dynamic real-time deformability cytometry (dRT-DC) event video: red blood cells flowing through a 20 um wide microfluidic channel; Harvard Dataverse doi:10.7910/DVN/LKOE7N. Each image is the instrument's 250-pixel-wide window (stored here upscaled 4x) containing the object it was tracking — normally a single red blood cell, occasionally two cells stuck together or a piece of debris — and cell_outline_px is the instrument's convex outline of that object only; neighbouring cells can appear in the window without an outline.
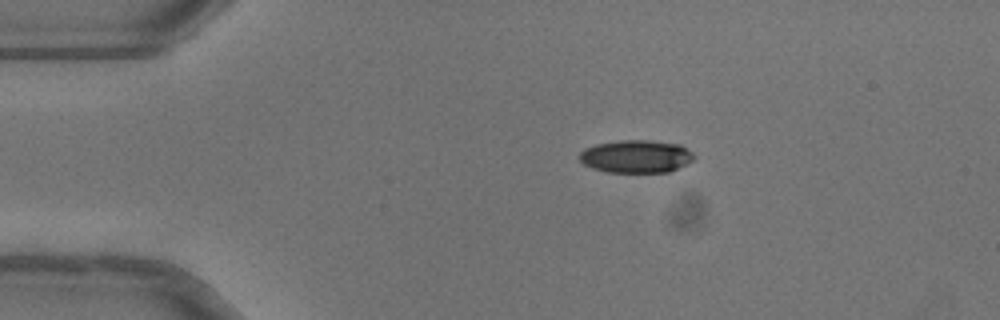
{"species": "common noctule bat (a hibernating species)", "species_latin": "Nyctalus noctula", "temperature_condition": "warm", "stored_images_in_passage": 42, "camera_frame_rate_fps": 3000, "um_per_image_px": 0.085, "animal": {"sex": "female"}, "frame": {"image": 1, "passage_image": 1, "time_ms": 0.0, "image_size_px": [1000, 320], "cell_outline_px": [[696, 156], [692, 160], [668, 172], [608, 172], [592, 168], [584, 164], [580, 160], [580, 152], [584, 148], [596, 144], [620, 140], [652, 140], [680, 144], [688, 148]], "centroid_in_image_um": [54.07, 13.28], "position_along_channel_um": 30.9, "area_um2": 21.91}}
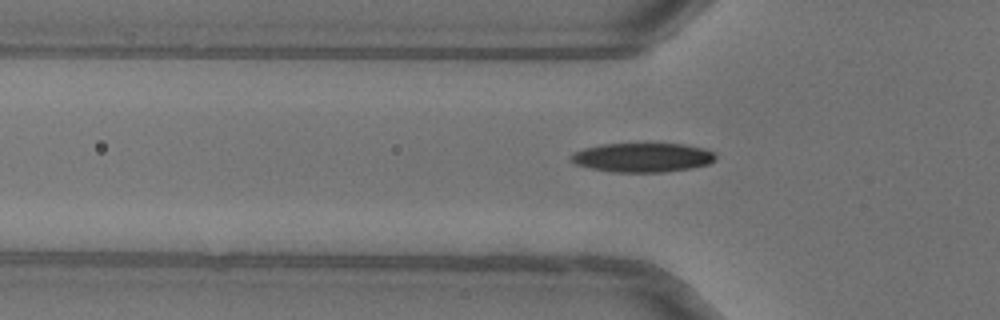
{"frame": {"image": 2, "passage_image": 8, "time_ms": 2.333, "image_size_px": [1000, 320], "cell_outline_px": [[716, 160], [708, 164], [692, 168], [664, 172], [612, 172], [592, 168], [576, 164], [568, 160], [576, 152], [584, 148], [600, 144], [684, 144], [704, 148], [716, 152]], "centroid_in_image_um": [54.66, 13.39], "position_along_channel_um": 71.1, "area_um2": 24.62}}
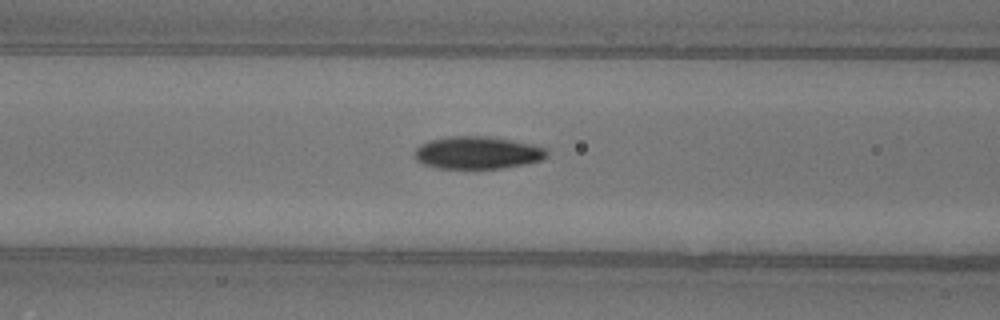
{"frame": {"image": 3, "passage_image": 12, "time_ms": 3.667, "image_size_px": [1000, 320], "cell_outline_px": [[548, 156], [544, 160], [524, 164], [500, 168], [436, 168], [424, 164], [416, 160], [412, 156], [416, 148], [420, 144], [428, 140], [448, 136], [488, 136], [512, 140], [532, 144], [544, 148], [548, 152]], "centroid_in_image_um": [40.56, 12.97], "position_along_channel_um": 126.0, "area_um2": 25.26}, "authors_computed_cell_mechanics": {"area_um2": 24.2182, "velocity_mm_per_s": 4.0425, "shape_relaxation_time_tau1_ms": 4.6882, "shape_relaxation_time_tau2_ms": 1.8438, "deformation_change_tau1": 0.1693, "deformation_change_tau2": 0.0681}}